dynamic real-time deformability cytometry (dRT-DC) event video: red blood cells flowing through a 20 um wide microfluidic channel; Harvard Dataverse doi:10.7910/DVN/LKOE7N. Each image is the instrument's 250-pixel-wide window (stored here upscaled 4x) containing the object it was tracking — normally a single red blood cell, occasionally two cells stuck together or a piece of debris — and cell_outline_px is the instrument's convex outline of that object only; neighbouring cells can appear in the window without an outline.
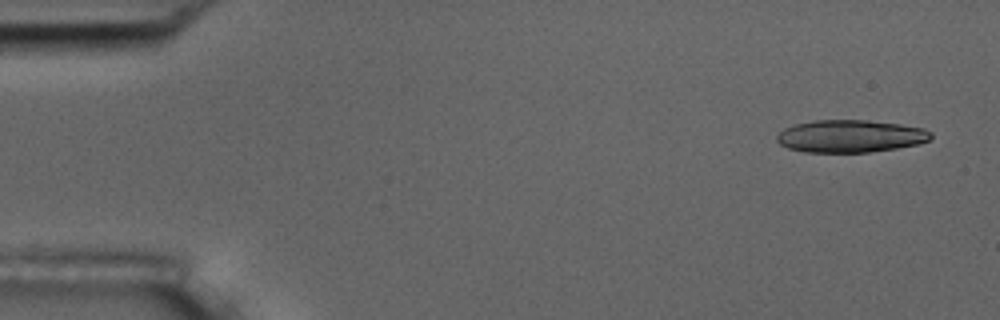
{"species": "common noctule bat (a hibernating species)", "species_latin": "Nyctalus noctula", "temperature_condition": "room temperature", "stored_images_in_passage": 5, "segment_of_instrument_passage": [1, 2], "camera_frame_rate_fps": 3000, "um_per_image_px": 0.085, "animal": {"sex": "male", "body_mass_g": 17.5, "forearm_length_mm": 52.3}, "frame": {"image": 1, "passage_image": 1, "time_ms": 0.0, "image_size_px": [1000, 320], "cell_outline_px": [[932, 136], [928, 140], [916, 144], [896, 148], [868, 152], [804, 152], [788, 148], [780, 144], [776, 140], [776, 136], [784, 128], [796, 124], [816, 120], [864, 120], [900, 124], [924, 128], [932, 132]], "centroid_in_image_um": [72.26, 11.57], "position_along_channel_um": 12.7, "area_um2": 29.02}}